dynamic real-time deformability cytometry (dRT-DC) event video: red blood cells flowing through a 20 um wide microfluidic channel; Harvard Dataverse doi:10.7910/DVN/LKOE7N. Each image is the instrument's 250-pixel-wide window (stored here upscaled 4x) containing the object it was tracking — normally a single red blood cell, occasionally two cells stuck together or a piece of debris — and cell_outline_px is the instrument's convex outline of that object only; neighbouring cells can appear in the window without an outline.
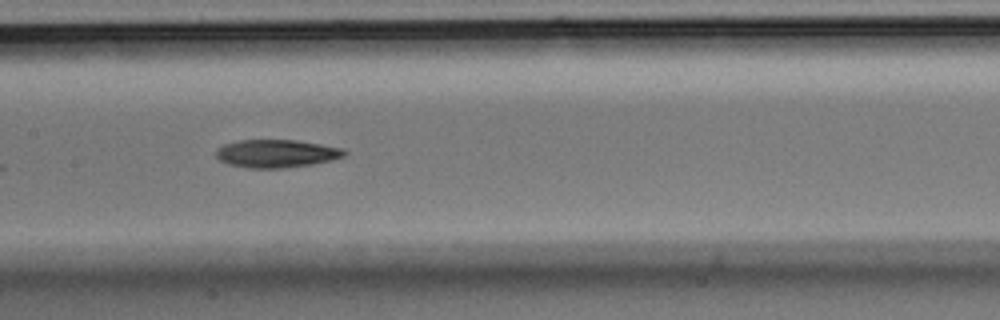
{"species": "Egyptian fruit bat (a non-hibernating species)", "species_latin": "Rousettus aegyptiacus", "temperature_condition": "room temperature", "stored_images_in_passage": 9, "camera_frame_rate_fps": 3000, "um_per_image_px": 0.085, "animal": {"sex": "male"}, "frame": {"image": 1, "passage_image": 7, "time_ms": 2.0, "image_size_px": [1000, 320], "cell_outline_px": [[348, 152], [344, 156], [332, 160], [312, 164], [284, 168], [248, 168], [228, 164], [220, 160], [216, 156], [216, 148], [224, 144], [236, 140], [296, 140], [344, 148]], "centroid_in_image_um": [23.49, 13.05], "position_along_channel_um": 183.9, "area_um2": 21.04}}
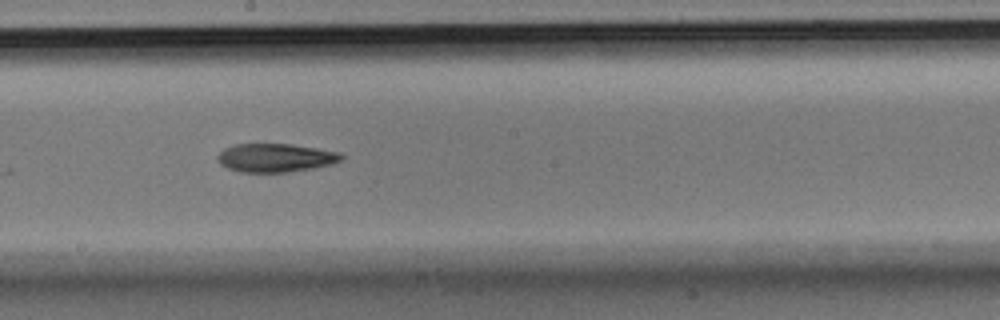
{"frame": {"image": 2, "passage_image": 8, "time_ms": 2.333, "image_size_px": [1000, 320], "cell_outline_px": [[344, 156], [340, 160], [328, 164], [312, 168], [288, 172], [240, 172], [228, 168], [220, 164], [216, 160], [216, 156], [224, 148], [236, 144], [292, 144], [340, 152]], "centroid_in_image_um": [23.36, 13.4], "position_along_channel_um": 224.8, "area_um2": 20.46}}
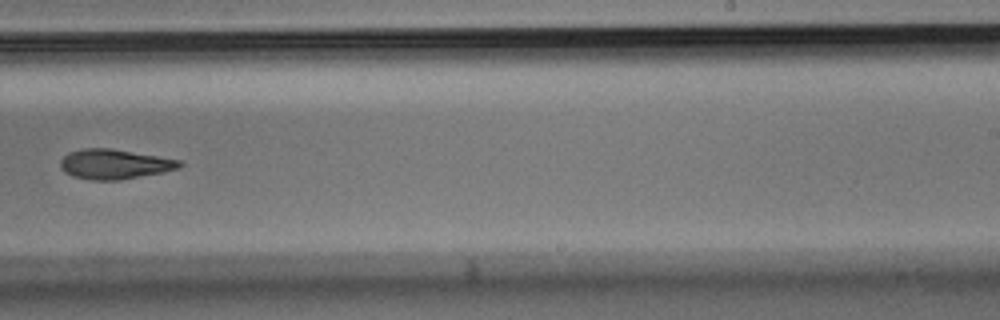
{"frame": {"image": 3, "passage_image": 9, "time_ms": 2.667, "image_size_px": [1000, 320], "cell_outline_px": [[184, 164], [180, 168], [120, 180], [92, 180], [72, 176], [64, 172], [60, 168], [60, 160], [68, 152], [84, 148], [108, 148], [180, 160]], "centroid_in_image_um": [9.68, 13.95], "position_along_channel_um": 279.3, "area_um2": 20.52}}